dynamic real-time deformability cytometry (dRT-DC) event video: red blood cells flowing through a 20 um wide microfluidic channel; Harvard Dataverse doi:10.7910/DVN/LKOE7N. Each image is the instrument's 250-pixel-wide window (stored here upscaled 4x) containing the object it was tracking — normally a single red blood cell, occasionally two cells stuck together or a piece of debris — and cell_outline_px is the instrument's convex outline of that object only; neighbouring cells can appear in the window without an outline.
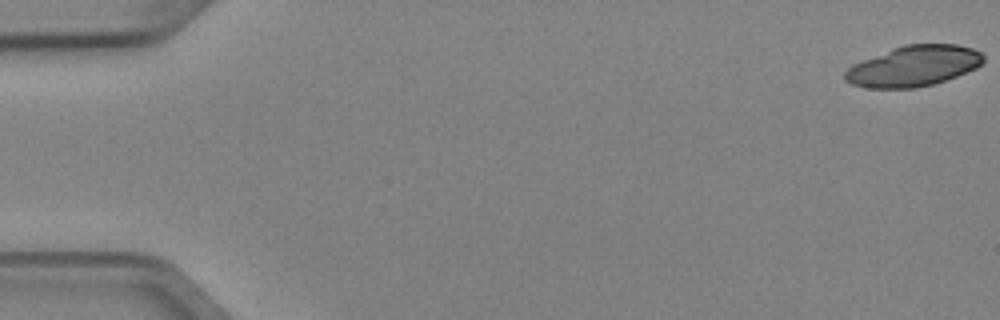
{"species": "Egyptian fruit bat (a non-hibernating species)", "species_latin": "Rousettus aegyptiacus", "temperature_condition": "cold", "stored_images_in_passage": 4, "camera_frame_rate_fps": 3000, "um_per_image_px": 0.085, "animal": {"sex": "female"}, "frame": {"image": 1, "passage_image": 1, "time_ms": 0.0, "image_size_px": [1000, 320], "cell_outline_px": [[984, 60], [976, 68], [956, 76], [932, 84], [916, 88], [868, 88], [852, 84], [844, 80], [844, 72], [852, 64], [892, 48], [904, 44], [956, 44], [972, 48], [980, 52], [984, 56]], "centroid_in_image_um": [77.63, 5.61], "position_along_channel_um": 7.4, "area_um2": 32.71}}